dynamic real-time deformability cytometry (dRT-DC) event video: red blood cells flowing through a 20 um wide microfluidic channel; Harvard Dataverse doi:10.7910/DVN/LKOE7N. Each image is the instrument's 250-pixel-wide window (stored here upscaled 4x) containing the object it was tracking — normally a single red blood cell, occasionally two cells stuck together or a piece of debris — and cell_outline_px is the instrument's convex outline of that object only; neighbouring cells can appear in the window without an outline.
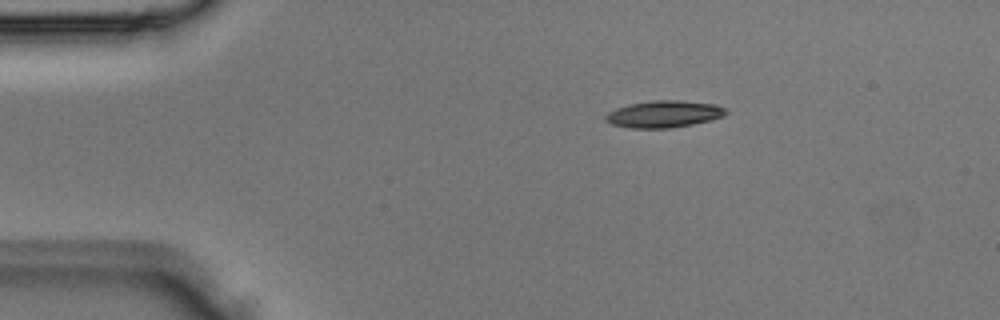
{"species": "Egyptian fruit bat (a non-hibernating species)", "species_latin": "Rousettus aegyptiacus", "temperature_condition": "room temperature", "stored_images_in_passage": 2, "camera_frame_rate_fps": 3000, "um_per_image_px": 0.085, "animal": {"sex": "male"}, "frame": {"image": 1, "passage_image": 1, "time_ms": 0.0, "image_size_px": [1000, 320], "cell_outline_px": [[728, 112], [724, 116], [712, 120], [672, 128], [628, 128], [612, 124], [604, 120], [604, 116], [608, 112], [616, 108], [628, 104], [652, 100], [680, 100], [716, 104], [724, 108]], "centroid_in_image_um": [56.42, 9.69], "position_along_channel_um": 28.6, "area_um2": 19.07}}